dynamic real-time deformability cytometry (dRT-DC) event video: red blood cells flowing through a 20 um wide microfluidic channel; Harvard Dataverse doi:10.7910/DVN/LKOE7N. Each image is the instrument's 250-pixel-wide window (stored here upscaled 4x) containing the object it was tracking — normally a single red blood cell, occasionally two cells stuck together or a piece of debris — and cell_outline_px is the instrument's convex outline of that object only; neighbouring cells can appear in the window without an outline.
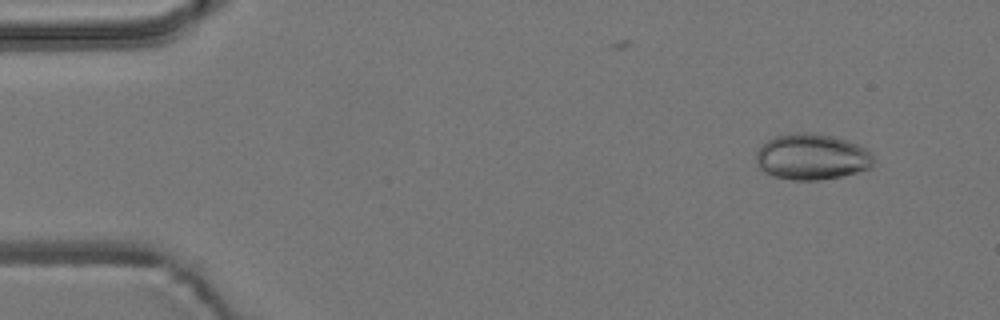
{"species": "common noctule bat (a hibernating species)", "species_latin": "Nyctalus noctula", "temperature_condition": "room temperature", "stored_images_in_passage": 2, "camera_frame_rate_fps": 3000, "um_per_image_px": 0.085, "animal": {"sex": "male", "body_mass_g": 19.2, "forearm_length_mm": 51.8}, "frame": {"image": 1, "passage_image": 2, "time_ms": 1.667, "image_size_px": [1000, 320], "cell_outline_px": [[872, 168], [840, 176], [820, 180], [792, 180], [772, 176], [764, 172], [756, 164], [756, 152], [768, 140], [776, 136], [796, 132], [812, 132], [832, 136], [848, 140], [872, 152]], "centroid_in_image_um": [68.99, 13.33], "position_along_channel_um": 16.0, "area_um2": 31.5}}